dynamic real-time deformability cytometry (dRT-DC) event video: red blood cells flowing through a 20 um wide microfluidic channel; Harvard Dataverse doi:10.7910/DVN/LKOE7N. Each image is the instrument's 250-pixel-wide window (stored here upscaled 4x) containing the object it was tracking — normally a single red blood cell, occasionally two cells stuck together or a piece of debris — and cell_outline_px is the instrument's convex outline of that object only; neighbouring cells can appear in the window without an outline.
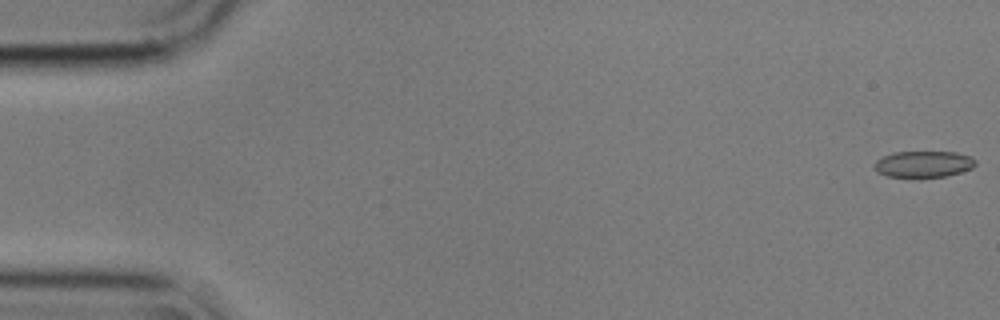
{"species": "common noctule bat (a hibernating species)", "species_latin": "Nyctalus noctula", "temperature_condition": "cold", "stored_images_in_passage": 54, "camera_frame_rate_fps": 3000, "um_per_image_px": 0.085, "animal": {"sex": "male", "body_mass_g": 17.9}, "frame": {"image": 1, "passage_image": 1, "time_ms": 0.0, "image_size_px": [1000, 320], "cell_outline_px": [[976, 164], [972, 168], [960, 172], [944, 176], [888, 176], [876, 172], [872, 164], [876, 160], [884, 156], [896, 152], [956, 152], [968, 156], [976, 160]], "centroid_in_image_um": [78.47, 13.94], "position_along_channel_um": 6.5, "area_um2": 15.26}}
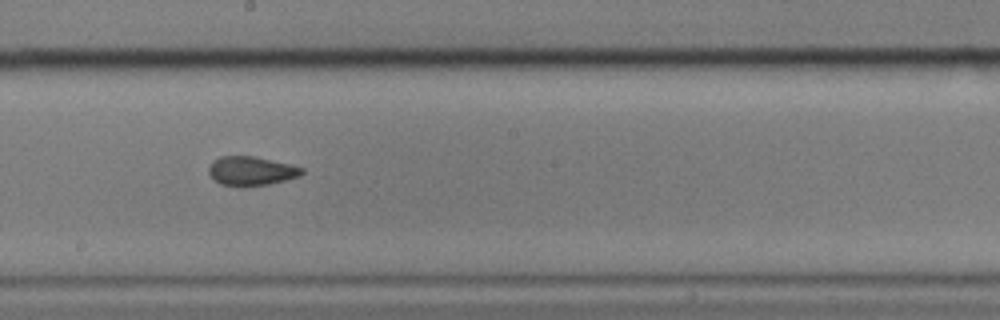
{"frame": {"image": 2, "passage_image": 31, "time_ms": 10.0, "image_size_px": [1000, 320], "cell_outline_px": [[304, 172], [300, 176], [268, 184], [244, 188], [240, 188], [220, 184], [208, 172], [208, 168], [212, 160], [220, 156], [252, 156], [292, 164], [304, 168]], "centroid_in_image_um": [21.35, 14.54], "position_along_channel_um": 226.9, "area_um2": 16.07}}
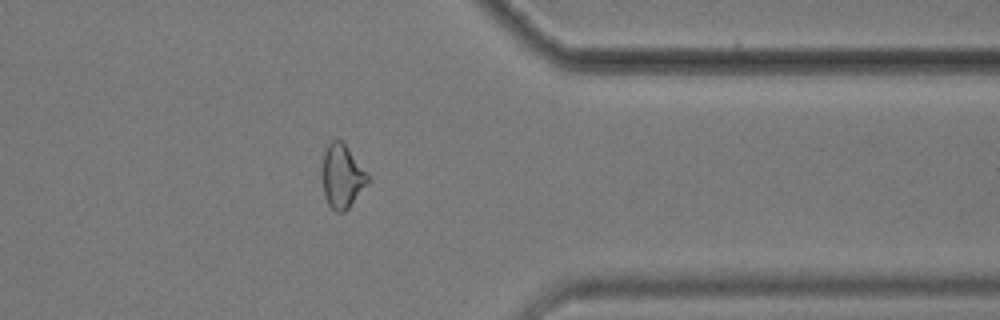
{"frame": {"image": 3, "passage_image": 45, "time_ms": 14.667, "image_size_px": [1000, 320], "cell_outline_px": [[368, 180], [348, 208], [344, 212], [336, 212], [328, 204], [324, 196], [324, 148], [332, 140], [340, 140], [348, 148], [368, 172]], "centroid_in_image_um": [29.08, 14.97], "position_along_channel_um": 382.3, "area_um2": 16.3}}